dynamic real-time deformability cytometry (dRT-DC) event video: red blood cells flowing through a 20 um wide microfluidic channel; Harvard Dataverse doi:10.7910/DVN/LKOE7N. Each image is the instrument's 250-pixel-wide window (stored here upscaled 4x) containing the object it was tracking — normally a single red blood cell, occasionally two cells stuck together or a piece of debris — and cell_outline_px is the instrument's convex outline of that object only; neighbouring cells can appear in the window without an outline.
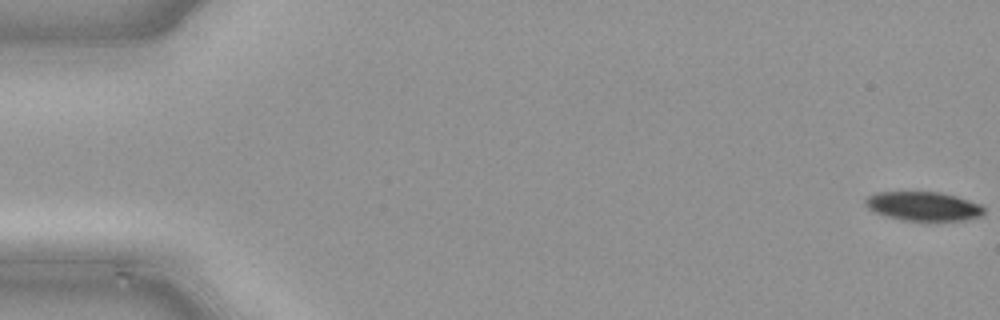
{"species": "common noctule bat (a hibernating species)", "species_latin": "Nyctalus noctula", "temperature_condition": "cold", "stored_images_in_passage": 49, "camera_frame_rate_fps": 3000, "um_per_image_px": 0.085, "animal": {"sex": "male", "body_mass_g": 21.5, "forearm_length_mm": 52.0}, "frame": {"image": 1, "passage_image": 1, "time_ms": 0.0, "image_size_px": [1000, 320], "cell_outline_px": [[984, 212], [980, 216], [964, 220], [904, 220], [888, 216], [876, 212], [868, 208], [864, 200], [868, 196], [876, 192], [940, 192], [956, 196], [980, 204], [984, 208]], "centroid_in_image_um": [78.49, 17.52], "position_along_channel_um": 6.5, "area_um2": 19.77}}
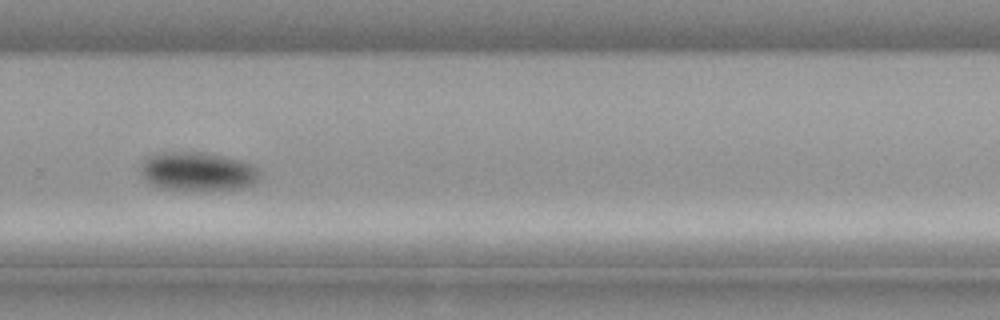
{"frame": {"image": 2, "passage_image": 34, "time_ms": 11.0, "image_size_px": [1000, 320], "cell_outline_px": [[260, 176], [252, 184], [244, 188], [196, 192], [160, 188], [144, 180], [140, 176], [140, 164], [148, 156], [160, 152], [200, 152], [224, 156], [244, 160], [252, 164], [260, 172]], "centroid_in_image_um": [16.78, 14.6], "position_along_channel_um": 313.0, "area_um2": 27.74}}
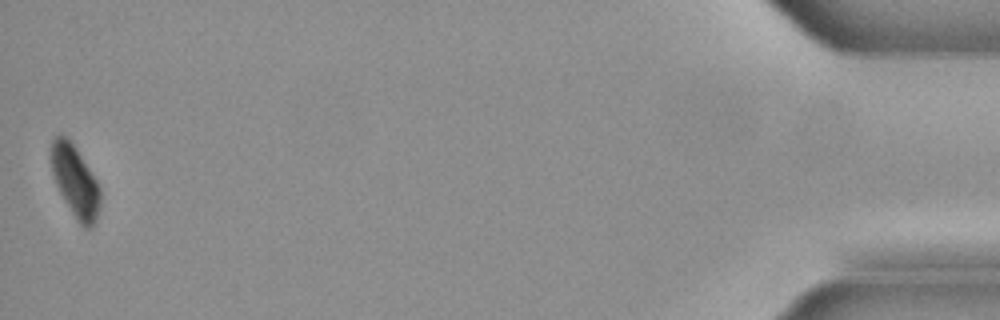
{"frame": {"image": 3, "passage_image": 49, "time_ms": 16.0, "image_size_px": [1000, 320], "cell_outline_px": [[100, 208], [96, 220], [92, 228], [84, 228], [80, 224], [72, 212], [60, 192], [56, 184], [52, 172], [48, 156], [52, 140], [56, 136], [64, 136], [76, 148], [96, 180], [100, 188]], "centroid_in_image_um": [6.37, 15.41], "position_along_channel_um": 428.8, "area_um2": 20.35}}